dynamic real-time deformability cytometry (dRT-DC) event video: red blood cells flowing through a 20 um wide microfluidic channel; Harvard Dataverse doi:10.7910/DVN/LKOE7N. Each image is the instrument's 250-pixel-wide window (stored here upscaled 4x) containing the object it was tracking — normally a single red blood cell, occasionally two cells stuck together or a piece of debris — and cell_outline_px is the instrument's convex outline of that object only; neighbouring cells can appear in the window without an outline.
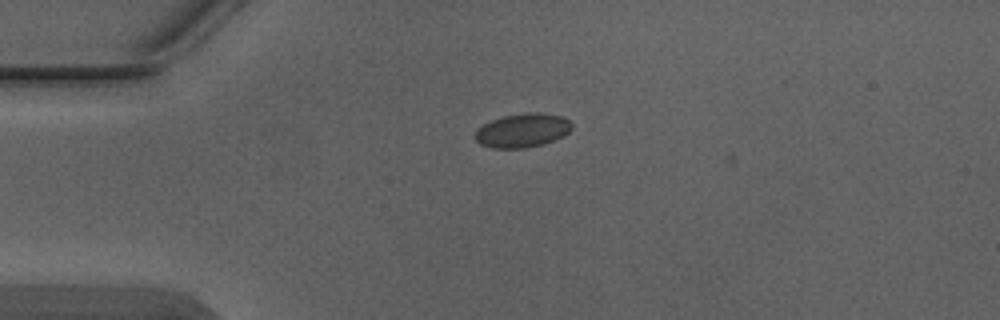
{"species": "Egyptian fruit bat (a non-hibernating species)", "species_latin": "Rousettus aegyptiacus", "temperature_condition": "warm", "stored_images_in_passage": 3, "camera_frame_rate_fps": 3000, "um_per_image_px": 0.085, "animal": {"sex": "male"}, "frame": {"image": 1, "passage_image": 1, "time_ms": 0.0, "image_size_px": [1000, 320], "cell_outline_px": [[572, 128], [564, 136], [544, 144], [524, 148], [492, 148], [480, 144], [476, 140], [476, 132], [484, 124], [492, 120], [504, 116], [528, 112], [536, 112], [560, 116], [568, 120], [572, 124]], "centroid_in_image_um": [44.43, 11.09], "position_along_channel_um": 40.6, "area_um2": 18.9}}